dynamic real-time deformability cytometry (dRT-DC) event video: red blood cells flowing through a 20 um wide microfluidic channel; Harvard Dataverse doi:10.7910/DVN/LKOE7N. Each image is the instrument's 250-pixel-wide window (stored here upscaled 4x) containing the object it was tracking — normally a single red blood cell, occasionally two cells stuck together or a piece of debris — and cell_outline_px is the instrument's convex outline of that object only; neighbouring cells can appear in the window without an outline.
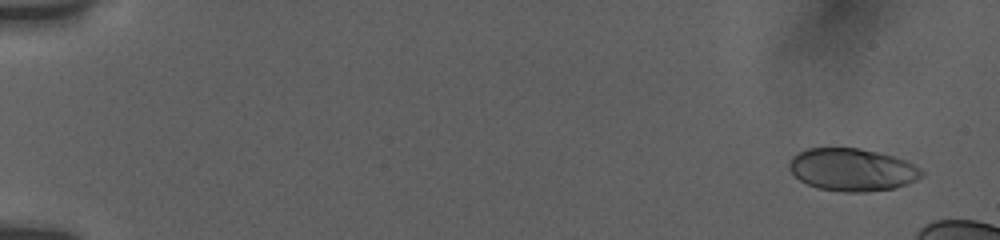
{"species": "human", "species_latin": "Homo sapiens", "temperature_condition": "room temperature", "stored_images_in_passage": 19, "camera_frame_rate_fps": 3000, "um_per_image_px": 0.085, "donor": {"sex": "female"}, "frame": {"image": 1, "passage_image": 3, "time_ms": 0.667, "image_size_px": [1000, 240], "cell_outline_px": [[924, 172], [916, 180], [908, 184], [892, 188], [864, 192], [844, 192], [816, 188], [800, 180], [788, 168], [788, 164], [792, 156], [808, 148], [860, 148], [892, 156], [904, 160], [920, 168]], "centroid_in_image_um": [72.41, 14.43], "position_along_channel_um": 12.6, "area_um2": 32.66}}